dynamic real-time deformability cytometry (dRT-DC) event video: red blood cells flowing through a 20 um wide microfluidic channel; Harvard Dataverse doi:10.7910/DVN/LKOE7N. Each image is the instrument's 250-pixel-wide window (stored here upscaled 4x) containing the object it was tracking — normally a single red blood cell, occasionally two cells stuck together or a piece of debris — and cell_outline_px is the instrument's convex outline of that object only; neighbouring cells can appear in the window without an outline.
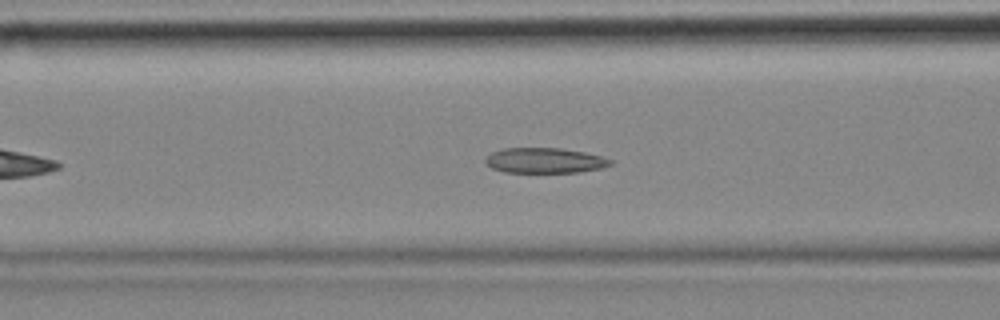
{"species": "common noctule bat (a hibernating species)", "species_latin": "Nyctalus noctula", "temperature_condition": "cold", "stored_images_in_passage": 49, "camera_frame_rate_fps": 3000, "um_per_image_px": 0.085, "animal": {"sex": "female", "body_mass_g": 18.4}, "frame": {"image": 1, "passage_image": 14, "time_ms": 4.333, "image_size_px": [1000, 320], "cell_outline_px": [[612, 164], [600, 168], [580, 172], [504, 172], [492, 168], [484, 164], [484, 160], [492, 152], [504, 148], [560, 148], [584, 152], [600, 156], [612, 160]], "centroid_in_image_um": [46.26, 13.64], "position_along_channel_um": 120.3, "area_um2": 18.32}}
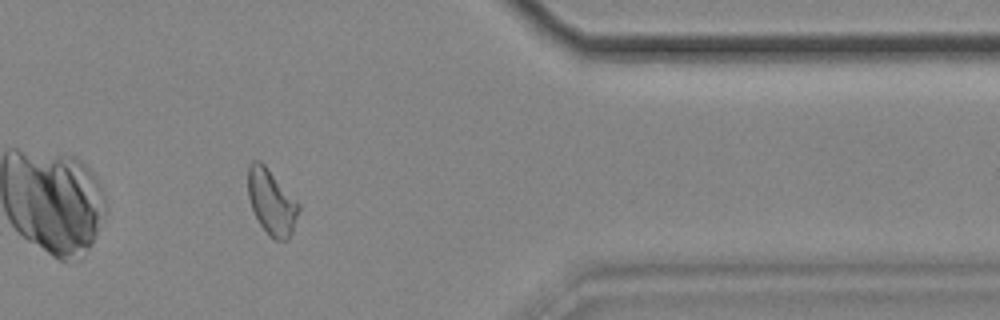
{"frame": {"image": 2, "passage_image": 39, "time_ms": 12.667, "image_size_px": [1000, 320], "cell_outline_px": [[300, 208], [292, 232], [288, 240], [276, 240], [268, 236], [260, 224], [252, 208], [248, 196], [248, 164], [252, 160], [260, 160], [264, 164], [300, 204]], "centroid_in_image_um": [23.08, 17.17], "position_along_channel_um": 388.3, "area_um2": 19.25}}
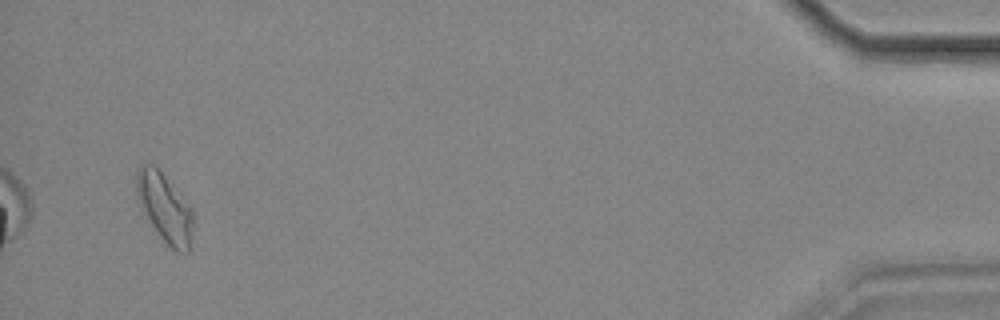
{"frame": {"image": 3, "passage_image": 47, "time_ms": 15.333, "image_size_px": [1000, 320], "cell_outline_px": [[192, 240], [188, 252], [176, 252], [160, 236], [140, 208], [136, 200], [136, 168], [140, 164], [156, 164], [160, 168], [192, 208]], "centroid_in_image_um": [13.97, 17.59], "position_along_channel_um": 421.2, "area_um2": 23.12}, "authors_computed_cell_mechanics": {"area_um2": 19.1896, "velocity_mm_per_s": 3.4789, "shape_relaxation_time_tau1_ms": null, "shape_relaxation_time_tau2_ms": 2.5844, "deformation_change_tau1": null, "deformation_change_tau2": 0.0919}}